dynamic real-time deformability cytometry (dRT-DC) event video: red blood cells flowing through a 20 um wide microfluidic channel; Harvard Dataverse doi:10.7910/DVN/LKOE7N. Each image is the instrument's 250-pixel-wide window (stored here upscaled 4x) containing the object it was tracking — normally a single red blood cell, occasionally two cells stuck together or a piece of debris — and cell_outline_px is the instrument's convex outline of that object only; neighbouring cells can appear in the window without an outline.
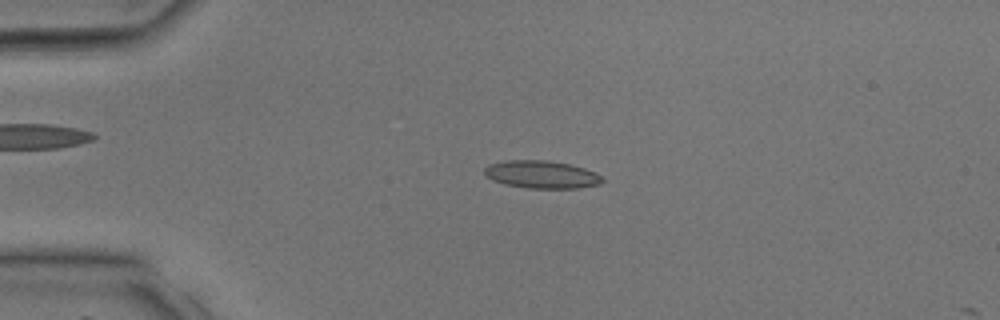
{"species": "common noctule bat (a hibernating species)", "species_latin": "Nyctalus noctula", "temperature_condition": "room temperature", "stored_images_in_passage": 7, "camera_frame_rate_fps": 3000, "um_per_image_px": 0.085, "animal": {"sex": "male", "body_mass_g": 17.9, "forearm_length_mm": 54.2}, "frame": {"image": 1, "passage_image": 4, "time_ms": 1.0, "image_size_px": [1000, 320], "cell_outline_px": [[604, 180], [600, 184], [580, 188], [528, 188], [504, 184], [492, 180], [484, 176], [484, 168], [488, 164], [508, 160], [548, 160], [568, 164], [584, 168], [596, 172], [604, 176]], "centroid_in_image_um": [46.04, 14.83], "position_along_channel_um": 39.0, "area_um2": 19.25}}